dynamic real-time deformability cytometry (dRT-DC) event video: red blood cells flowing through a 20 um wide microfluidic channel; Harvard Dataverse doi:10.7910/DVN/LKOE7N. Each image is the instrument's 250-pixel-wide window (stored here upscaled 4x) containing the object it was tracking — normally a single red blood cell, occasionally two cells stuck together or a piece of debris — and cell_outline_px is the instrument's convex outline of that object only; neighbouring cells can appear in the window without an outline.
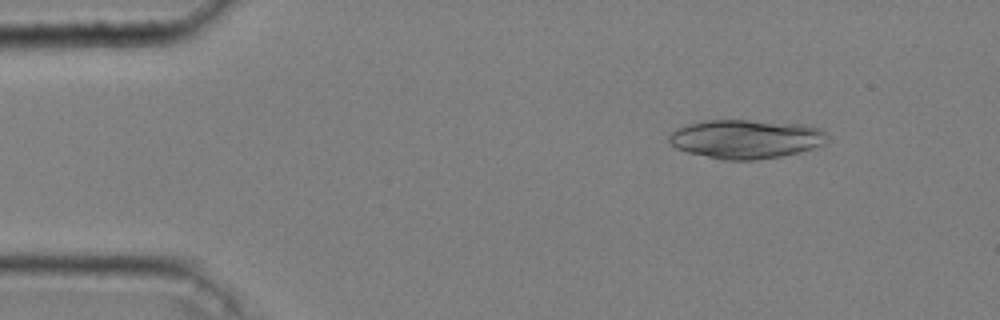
{"species": "common noctule bat (a hibernating species)", "species_latin": "Nyctalus noctula", "temperature_condition": "cold", "stored_images_in_passage": 49, "camera_frame_rate_fps": 3000, "um_per_image_px": 0.085, "animal": {"sex": "male", "body_mass_g": 20.4}, "frame": {"image": 1, "passage_image": 6, "time_ms": 1.667, "image_size_px": [1000, 320], "cell_outline_px": [[828, 136], [824, 144], [800, 152], [780, 156], [756, 160], [724, 160], [688, 152], [676, 148], [668, 140], [668, 136], [676, 128], [684, 124], [700, 120], [748, 120], [804, 124], [820, 128]], "centroid_in_image_um": [63.38, 11.8], "position_along_channel_um": 21.6, "area_um2": 36.07}}